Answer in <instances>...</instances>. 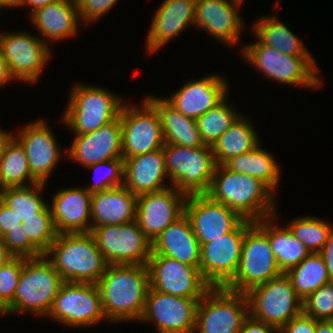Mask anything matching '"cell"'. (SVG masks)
Returning <instances> with one entry per match:
<instances>
[{
	"mask_svg": "<svg viewBox=\"0 0 333 333\" xmlns=\"http://www.w3.org/2000/svg\"><path fill=\"white\" fill-rule=\"evenodd\" d=\"M269 14L257 16L251 23L249 32L262 44L277 49L290 56H313L305 41L301 40L278 15ZM253 32V33H252Z\"/></svg>",
	"mask_w": 333,
	"mask_h": 333,
	"instance_id": "obj_33",
	"label": "cell"
},
{
	"mask_svg": "<svg viewBox=\"0 0 333 333\" xmlns=\"http://www.w3.org/2000/svg\"><path fill=\"white\" fill-rule=\"evenodd\" d=\"M8 130L9 129L6 130V128L4 129V127L2 128V126H0V157L2 156L7 143L14 136V131L12 132L11 130Z\"/></svg>",
	"mask_w": 333,
	"mask_h": 333,
	"instance_id": "obj_49",
	"label": "cell"
},
{
	"mask_svg": "<svg viewBox=\"0 0 333 333\" xmlns=\"http://www.w3.org/2000/svg\"><path fill=\"white\" fill-rule=\"evenodd\" d=\"M186 197L173 186L137 196L135 221L151 243L184 214Z\"/></svg>",
	"mask_w": 333,
	"mask_h": 333,
	"instance_id": "obj_22",
	"label": "cell"
},
{
	"mask_svg": "<svg viewBox=\"0 0 333 333\" xmlns=\"http://www.w3.org/2000/svg\"><path fill=\"white\" fill-rule=\"evenodd\" d=\"M200 299L165 294L149 287L138 324L153 325L155 333H194Z\"/></svg>",
	"mask_w": 333,
	"mask_h": 333,
	"instance_id": "obj_16",
	"label": "cell"
},
{
	"mask_svg": "<svg viewBox=\"0 0 333 333\" xmlns=\"http://www.w3.org/2000/svg\"><path fill=\"white\" fill-rule=\"evenodd\" d=\"M262 146L260 143L248 153L231 158L224 165L233 172L258 178L277 195L282 179L280 163L271 151Z\"/></svg>",
	"mask_w": 333,
	"mask_h": 333,
	"instance_id": "obj_35",
	"label": "cell"
},
{
	"mask_svg": "<svg viewBox=\"0 0 333 333\" xmlns=\"http://www.w3.org/2000/svg\"><path fill=\"white\" fill-rule=\"evenodd\" d=\"M13 258L14 255L3 244L2 238H0V267L8 263Z\"/></svg>",
	"mask_w": 333,
	"mask_h": 333,
	"instance_id": "obj_51",
	"label": "cell"
},
{
	"mask_svg": "<svg viewBox=\"0 0 333 333\" xmlns=\"http://www.w3.org/2000/svg\"><path fill=\"white\" fill-rule=\"evenodd\" d=\"M316 320L303 312L283 325L278 333H315Z\"/></svg>",
	"mask_w": 333,
	"mask_h": 333,
	"instance_id": "obj_44",
	"label": "cell"
},
{
	"mask_svg": "<svg viewBox=\"0 0 333 333\" xmlns=\"http://www.w3.org/2000/svg\"><path fill=\"white\" fill-rule=\"evenodd\" d=\"M184 213L200 244L232 232L244 220L229 207L213 201L207 194L187 196Z\"/></svg>",
	"mask_w": 333,
	"mask_h": 333,
	"instance_id": "obj_23",
	"label": "cell"
},
{
	"mask_svg": "<svg viewBox=\"0 0 333 333\" xmlns=\"http://www.w3.org/2000/svg\"><path fill=\"white\" fill-rule=\"evenodd\" d=\"M195 3L196 0H163L157 6L144 39L148 55L158 53L173 38L194 28Z\"/></svg>",
	"mask_w": 333,
	"mask_h": 333,
	"instance_id": "obj_24",
	"label": "cell"
},
{
	"mask_svg": "<svg viewBox=\"0 0 333 333\" xmlns=\"http://www.w3.org/2000/svg\"><path fill=\"white\" fill-rule=\"evenodd\" d=\"M248 316L245 293L212 287L198 302L194 333H239Z\"/></svg>",
	"mask_w": 333,
	"mask_h": 333,
	"instance_id": "obj_14",
	"label": "cell"
},
{
	"mask_svg": "<svg viewBox=\"0 0 333 333\" xmlns=\"http://www.w3.org/2000/svg\"><path fill=\"white\" fill-rule=\"evenodd\" d=\"M315 333H333V320H316Z\"/></svg>",
	"mask_w": 333,
	"mask_h": 333,
	"instance_id": "obj_50",
	"label": "cell"
},
{
	"mask_svg": "<svg viewBox=\"0 0 333 333\" xmlns=\"http://www.w3.org/2000/svg\"><path fill=\"white\" fill-rule=\"evenodd\" d=\"M25 257H14L0 267V301L7 308L15 295Z\"/></svg>",
	"mask_w": 333,
	"mask_h": 333,
	"instance_id": "obj_42",
	"label": "cell"
},
{
	"mask_svg": "<svg viewBox=\"0 0 333 333\" xmlns=\"http://www.w3.org/2000/svg\"><path fill=\"white\" fill-rule=\"evenodd\" d=\"M201 246L185 213L152 242L151 255H162L200 269Z\"/></svg>",
	"mask_w": 333,
	"mask_h": 333,
	"instance_id": "obj_29",
	"label": "cell"
},
{
	"mask_svg": "<svg viewBox=\"0 0 333 333\" xmlns=\"http://www.w3.org/2000/svg\"><path fill=\"white\" fill-rule=\"evenodd\" d=\"M229 93L218 105L202 114L196 121L200 137L205 145L213 146L219 137L243 113L235 109ZM231 102H230V101Z\"/></svg>",
	"mask_w": 333,
	"mask_h": 333,
	"instance_id": "obj_38",
	"label": "cell"
},
{
	"mask_svg": "<svg viewBox=\"0 0 333 333\" xmlns=\"http://www.w3.org/2000/svg\"><path fill=\"white\" fill-rule=\"evenodd\" d=\"M37 34L23 30H1L0 51L17 83H39L53 57L51 49Z\"/></svg>",
	"mask_w": 333,
	"mask_h": 333,
	"instance_id": "obj_9",
	"label": "cell"
},
{
	"mask_svg": "<svg viewBox=\"0 0 333 333\" xmlns=\"http://www.w3.org/2000/svg\"><path fill=\"white\" fill-rule=\"evenodd\" d=\"M236 1H239L240 3H243V4H244V2H245L244 0H236Z\"/></svg>",
	"mask_w": 333,
	"mask_h": 333,
	"instance_id": "obj_55",
	"label": "cell"
},
{
	"mask_svg": "<svg viewBox=\"0 0 333 333\" xmlns=\"http://www.w3.org/2000/svg\"><path fill=\"white\" fill-rule=\"evenodd\" d=\"M149 286L159 292L184 298H202L212 287L200 269L176 259L150 255L147 261Z\"/></svg>",
	"mask_w": 333,
	"mask_h": 333,
	"instance_id": "obj_19",
	"label": "cell"
},
{
	"mask_svg": "<svg viewBox=\"0 0 333 333\" xmlns=\"http://www.w3.org/2000/svg\"><path fill=\"white\" fill-rule=\"evenodd\" d=\"M55 1L57 0H14L13 9L18 8L21 10V8L22 9L26 8V10H28L29 12L27 15H31L37 9L44 7Z\"/></svg>",
	"mask_w": 333,
	"mask_h": 333,
	"instance_id": "obj_47",
	"label": "cell"
},
{
	"mask_svg": "<svg viewBox=\"0 0 333 333\" xmlns=\"http://www.w3.org/2000/svg\"><path fill=\"white\" fill-rule=\"evenodd\" d=\"M137 196L124 185L91 196V230L136 220Z\"/></svg>",
	"mask_w": 333,
	"mask_h": 333,
	"instance_id": "obj_30",
	"label": "cell"
},
{
	"mask_svg": "<svg viewBox=\"0 0 333 333\" xmlns=\"http://www.w3.org/2000/svg\"><path fill=\"white\" fill-rule=\"evenodd\" d=\"M27 17L34 30L51 49L58 41L61 43L78 36L83 25L75 0H57Z\"/></svg>",
	"mask_w": 333,
	"mask_h": 333,
	"instance_id": "obj_27",
	"label": "cell"
},
{
	"mask_svg": "<svg viewBox=\"0 0 333 333\" xmlns=\"http://www.w3.org/2000/svg\"><path fill=\"white\" fill-rule=\"evenodd\" d=\"M91 171L92 183L83 185L90 193H98L124 184V159H110L85 168ZM99 172V173H98Z\"/></svg>",
	"mask_w": 333,
	"mask_h": 333,
	"instance_id": "obj_40",
	"label": "cell"
},
{
	"mask_svg": "<svg viewBox=\"0 0 333 333\" xmlns=\"http://www.w3.org/2000/svg\"><path fill=\"white\" fill-rule=\"evenodd\" d=\"M3 9L0 7V16H2Z\"/></svg>",
	"mask_w": 333,
	"mask_h": 333,
	"instance_id": "obj_56",
	"label": "cell"
},
{
	"mask_svg": "<svg viewBox=\"0 0 333 333\" xmlns=\"http://www.w3.org/2000/svg\"><path fill=\"white\" fill-rule=\"evenodd\" d=\"M124 159V186L136 196L171 187L163 148ZM168 179V180H167Z\"/></svg>",
	"mask_w": 333,
	"mask_h": 333,
	"instance_id": "obj_28",
	"label": "cell"
},
{
	"mask_svg": "<svg viewBox=\"0 0 333 333\" xmlns=\"http://www.w3.org/2000/svg\"><path fill=\"white\" fill-rule=\"evenodd\" d=\"M47 122L42 117L31 120L14 132V137L25 149L32 176L44 183H48L61 159L66 157V150L63 152L55 132Z\"/></svg>",
	"mask_w": 333,
	"mask_h": 333,
	"instance_id": "obj_17",
	"label": "cell"
},
{
	"mask_svg": "<svg viewBox=\"0 0 333 333\" xmlns=\"http://www.w3.org/2000/svg\"><path fill=\"white\" fill-rule=\"evenodd\" d=\"M91 196L81 185L57 188L48 202L57 234L91 232Z\"/></svg>",
	"mask_w": 333,
	"mask_h": 333,
	"instance_id": "obj_26",
	"label": "cell"
},
{
	"mask_svg": "<svg viewBox=\"0 0 333 333\" xmlns=\"http://www.w3.org/2000/svg\"><path fill=\"white\" fill-rule=\"evenodd\" d=\"M285 274L290 278L297 296L302 301L319 287L332 281L320 253H310Z\"/></svg>",
	"mask_w": 333,
	"mask_h": 333,
	"instance_id": "obj_36",
	"label": "cell"
},
{
	"mask_svg": "<svg viewBox=\"0 0 333 333\" xmlns=\"http://www.w3.org/2000/svg\"><path fill=\"white\" fill-rule=\"evenodd\" d=\"M245 236V220L232 232L200 244V272L211 287H226L235 277Z\"/></svg>",
	"mask_w": 333,
	"mask_h": 333,
	"instance_id": "obj_18",
	"label": "cell"
},
{
	"mask_svg": "<svg viewBox=\"0 0 333 333\" xmlns=\"http://www.w3.org/2000/svg\"><path fill=\"white\" fill-rule=\"evenodd\" d=\"M246 296L249 315L277 330L302 313V300L285 273L252 288Z\"/></svg>",
	"mask_w": 333,
	"mask_h": 333,
	"instance_id": "obj_12",
	"label": "cell"
},
{
	"mask_svg": "<svg viewBox=\"0 0 333 333\" xmlns=\"http://www.w3.org/2000/svg\"><path fill=\"white\" fill-rule=\"evenodd\" d=\"M0 180L4 188L38 183L31 174L24 147L14 136L0 157Z\"/></svg>",
	"mask_w": 333,
	"mask_h": 333,
	"instance_id": "obj_37",
	"label": "cell"
},
{
	"mask_svg": "<svg viewBox=\"0 0 333 333\" xmlns=\"http://www.w3.org/2000/svg\"><path fill=\"white\" fill-rule=\"evenodd\" d=\"M163 152L171 186L186 196L208 193L217 166L211 146L188 148L165 143Z\"/></svg>",
	"mask_w": 333,
	"mask_h": 333,
	"instance_id": "obj_8",
	"label": "cell"
},
{
	"mask_svg": "<svg viewBox=\"0 0 333 333\" xmlns=\"http://www.w3.org/2000/svg\"><path fill=\"white\" fill-rule=\"evenodd\" d=\"M4 316L8 318L9 314L7 312V308L0 301V317L5 318Z\"/></svg>",
	"mask_w": 333,
	"mask_h": 333,
	"instance_id": "obj_53",
	"label": "cell"
},
{
	"mask_svg": "<svg viewBox=\"0 0 333 333\" xmlns=\"http://www.w3.org/2000/svg\"><path fill=\"white\" fill-rule=\"evenodd\" d=\"M14 81V82H13ZM8 83H15L16 80L13 78L9 65L6 63L5 59L3 58V55L0 51V91L1 89Z\"/></svg>",
	"mask_w": 333,
	"mask_h": 333,
	"instance_id": "obj_48",
	"label": "cell"
},
{
	"mask_svg": "<svg viewBox=\"0 0 333 333\" xmlns=\"http://www.w3.org/2000/svg\"><path fill=\"white\" fill-rule=\"evenodd\" d=\"M242 5L236 0H196L194 29L209 34L226 48L238 46L246 28L239 13Z\"/></svg>",
	"mask_w": 333,
	"mask_h": 333,
	"instance_id": "obj_20",
	"label": "cell"
},
{
	"mask_svg": "<svg viewBox=\"0 0 333 333\" xmlns=\"http://www.w3.org/2000/svg\"><path fill=\"white\" fill-rule=\"evenodd\" d=\"M207 195L236 212L242 219L257 222L276 214L277 195L258 178L217 165Z\"/></svg>",
	"mask_w": 333,
	"mask_h": 333,
	"instance_id": "obj_3",
	"label": "cell"
},
{
	"mask_svg": "<svg viewBox=\"0 0 333 333\" xmlns=\"http://www.w3.org/2000/svg\"><path fill=\"white\" fill-rule=\"evenodd\" d=\"M252 39L254 41L247 44H239L240 51L237 52L250 68L263 74L264 79L314 91L325 86L322 71L314 56H290L262 44L254 35Z\"/></svg>",
	"mask_w": 333,
	"mask_h": 333,
	"instance_id": "obj_4",
	"label": "cell"
},
{
	"mask_svg": "<svg viewBox=\"0 0 333 333\" xmlns=\"http://www.w3.org/2000/svg\"><path fill=\"white\" fill-rule=\"evenodd\" d=\"M14 0H0V7L2 9H13Z\"/></svg>",
	"mask_w": 333,
	"mask_h": 333,
	"instance_id": "obj_52",
	"label": "cell"
},
{
	"mask_svg": "<svg viewBox=\"0 0 333 333\" xmlns=\"http://www.w3.org/2000/svg\"><path fill=\"white\" fill-rule=\"evenodd\" d=\"M142 99L139 104L126 100L119 114L123 158L159 150L165 144L156 108L144 96Z\"/></svg>",
	"mask_w": 333,
	"mask_h": 333,
	"instance_id": "obj_13",
	"label": "cell"
},
{
	"mask_svg": "<svg viewBox=\"0 0 333 333\" xmlns=\"http://www.w3.org/2000/svg\"><path fill=\"white\" fill-rule=\"evenodd\" d=\"M242 113L212 146L217 165H224L231 158L248 153L262 143L251 116Z\"/></svg>",
	"mask_w": 333,
	"mask_h": 333,
	"instance_id": "obj_34",
	"label": "cell"
},
{
	"mask_svg": "<svg viewBox=\"0 0 333 333\" xmlns=\"http://www.w3.org/2000/svg\"><path fill=\"white\" fill-rule=\"evenodd\" d=\"M319 253L324 259L328 276L333 281V232L327 238L326 244Z\"/></svg>",
	"mask_w": 333,
	"mask_h": 333,
	"instance_id": "obj_46",
	"label": "cell"
},
{
	"mask_svg": "<svg viewBox=\"0 0 333 333\" xmlns=\"http://www.w3.org/2000/svg\"><path fill=\"white\" fill-rule=\"evenodd\" d=\"M60 124L74 135L94 132L119 117L126 101L122 94L96 84L74 82Z\"/></svg>",
	"mask_w": 333,
	"mask_h": 333,
	"instance_id": "obj_5",
	"label": "cell"
},
{
	"mask_svg": "<svg viewBox=\"0 0 333 333\" xmlns=\"http://www.w3.org/2000/svg\"><path fill=\"white\" fill-rule=\"evenodd\" d=\"M96 284L108 325L140 320L150 287L147 265L108 264Z\"/></svg>",
	"mask_w": 333,
	"mask_h": 333,
	"instance_id": "obj_2",
	"label": "cell"
},
{
	"mask_svg": "<svg viewBox=\"0 0 333 333\" xmlns=\"http://www.w3.org/2000/svg\"><path fill=\"white\" fill-rule=\"evenodd\" d=\"M311 253H319L333 232V224L321 217L301 215L285 223Z\"/></svg>",
	"mask_w": 333,
	"mask_h": 333,
	"instance_id": "obj_39",
	"label": "cell"
},
{
	"mask_svg": "<svg viewBox=\"0 0 333 333\" xmlns=\"http://www.w3.org/2000/svg\"><path fill=\"white\" fill-rule=\"evenodd\" d=\"M282 218L276 210L275 215L254 223L267 235L278 268L282 273H286L311 252L294 236L287 225L282 223Z\"/></svg>",
	"mask_w": 333,
	"mask_h": 333,
	"instance_id": "obj_31",
	"label": "cell"
},
{
	"mask_svg": "<svg viewBox=\"0 0 333 333\" xmlns=\"http://www.w3.org/2000/svg\"><path fill=\"white\" fill-rule=\"evenodd\" d=\"M72 136L65 158L80 164V167L86 168L102 161L123 158L120 117L94 132Z\"/></svg>",
	"mask_w": 333,
	"mask_h": 333,
	"instance_id": "obj_25",
	"label": "cell"
},
{
	"mask_svg": "<svg viewBox=\"0 0 333 333\" xmlns=\"http://www.w3.org/2000/svg\"><path fill=\"white\" fill-rule=\"evenodd\" d=\"M65 328L82 330L100 323H108L101 304V294L96 283L64 281L46 316Z\"/></svg>",
	"mask_w": 333,
	"mask_h": 333,
	"instance_id": "obj_10",
	"label": "cell"
},
{
	"mask_svg": "<svg viewBox=\"0 0 333 333\" xmlns=\"http://www.w3.org/2000/svg\"><path fill=\"white\" fill-rule=\"evenodd\" d=\"M228 81L227 76L211 72L199 79L187 80L165 99L184 116L197 120L229 94Z\"/></svg>",
	"mask_w": 333,
	"mask_h": 333,
	"instance_id": "obj_21",
	"label": "cell"
},
{
	"mask_svg": "<svg viewBox=\"0 0 333 333\" xmlns=\"http://www.w3.org/2000/svg\"><path fill=\"white\" fill-rule=\"evenodd\" d=\"M91 233L108 264H147L152 252V243L136 221L95 227Z\"/></svg>",
	"mask_w": 333,
	"mask_h": 333,
	"instance_id": "obj_15",
	"label": "cell"
},
{
	"mask_svg": "<svg viewBox=\"0 0 333 333\" xmlns=\"http://www.w3.org/2000/svg\"><path fill=\"white\" fill-rule=\"evenodd\" d=\"M82 27L96 24L119 3V0H75Z\"/></svg>",
	"mask_w": 333,
	"mask_h": 333,
	"instance_id": "obj_43",
	"label": "cell"
},
{
	"mask_svg": "<svg viewBox=\"0 0 333 333\" xmlns=\"http://www.w3.org/2000/svg\"><path fill=\"white\" fill-rule=\"evenodd\" d=\"M302 312L315 320H333V281L302 301Z\"/></svg>",
	"mask_w": 333,
	"mask_h": 333,
	"instance_id": "obj_41",
	"label": "cell"
},
{
	"mask_svg": "<svg viewBox=\"0 0 333 333\" xmlns=\"http://www.w3.org/2000/svg\"><path fill=\"white\" fill-rule=\"evenodd\" d=\"M281 274L267 235L254 222L245 220L239 266L235 277L225 288L246 294L252 288Z\"/></svg>",
	"mask_w": 333,
	"mask_h": 333,
	"instance_id": "obj_11",
	"label": "cell"
},
{
	"mask_svg": "<svg viewBox=\"0 0 333 333\" xmlns=\"http://www.w3.org/2000/svg\"><path fill=\"white\" fill-rule=\"evenodd\" d=\"M63 282L44 255L24 258L13 302L7 307L9 316L26 313L45 320Z\"/></svg>",
	"mask_w": 333,
	"mask_h": 333,
	"instance_id": "obj_7",
	"label": "cell"
},
{
	"mask_svg": "<svg viewBox=\"0 0 333 333\" xmlns=\"http://www.w3.org/2000/svg\"><path fill=\"white\" fill-rule=\"evenodd\" d=\"M4 187H3V185H2V183H1V180H0V195H1V193L4 191Z\"/></svg>",
	"mask_w": 333,
	"mask_h": 333,
	"instance_id": "obj_54",
	"label": "cell"
},
{
	"mask_svg": "<svg viewBox=\"0 0 333 333\" xmlns=\"http://www.w3.org/2000/svg\"><path fill=\"white\" fill-rule=\"evenodd\" d=\"M144 97L156 108L163 131L165 143L181 147L204 146L197 121L184 116L164 97L146 94Z\"/></svg>",
	"mask_w": 333,
	"mask_h": 333,
	"instance_id": "obj_32",
	"label": "cell"
},
{
	"mask_svg": "<svg viewBox=\"0 0 333 333\" xmlns=\"http://www.w3.org/2000/svg\"><path fill=\"white\" fill-rule=\"evenodd\" d=\"M44 256L67 282L97 283L108 266L91 232L58 234Z\"/></svg>",
	"mask_w": 333,
	"mask_h": 333,
	"instance_id": "obj_6",
	"label": "cell"
},
{
	"mask_svg": "<svg viewBox=\"0 0 333 333\" xmlns=\"http://www.w3.org/2000/svg\"><path fill=\"white\" fill-rule=\"evenodd\" d=\"M47 183L7 187L0 195V238L14 257L44 255L57 237L48 202Z\"/></svg>",
	"mask_w": 333,
	"mask_h": 333,
	"instance_id": "obj_1",
	"label": "cell"
},
{
	"mask_svg": "<svg viewBox=\"0 0 333 333\" xmlns=\"http://www.w3.org/2000/svg\"><path fill=\"white\" fill-rule=\"evenodd\" d=\"M239 333H278V330L262 321H258L250 315L244 320Z\"/></svg>",
	"mask_w": 333,
	"mask_h": 333,
	"instance_id": "obj_45",
	"label": "cell"
}]
</instances>
